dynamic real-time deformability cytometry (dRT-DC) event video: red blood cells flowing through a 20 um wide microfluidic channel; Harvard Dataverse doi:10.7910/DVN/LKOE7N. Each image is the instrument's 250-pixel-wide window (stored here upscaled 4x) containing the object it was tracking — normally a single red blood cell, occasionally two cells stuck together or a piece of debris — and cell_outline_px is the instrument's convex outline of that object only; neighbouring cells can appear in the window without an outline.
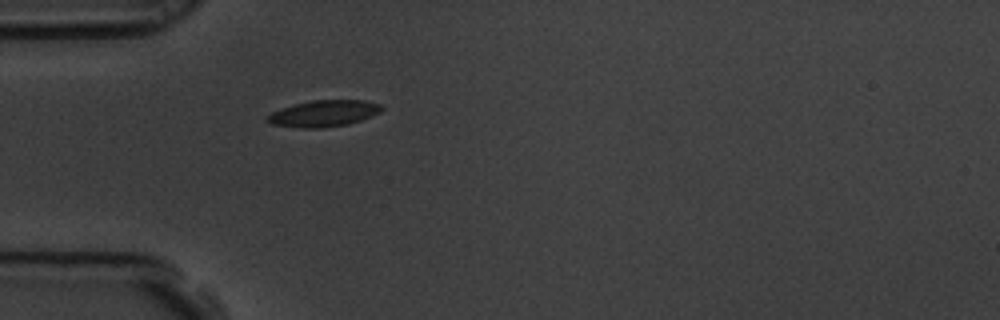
{"species": "common noctule bat (a hibernating species)", "species_latin": "Nyctalus noctula", "temperature_condition": "room temperature", "stored_images_in_passage": 43, "camera_frame_rate_fps": 3000, "um_per_image_px": 0.085, "animal": {"sex": "male", "body_mass_g": 19.5, "forearm_length_mm": 54.6}, "frame": {"image": 1, "passage_image": 1, "time_ms": 0.0, "image_size_px": [1000, 320], "cell_outline_px": [[384, 108], [380, 112], [372, 116], [348, 124], [324, 128], [304, 128], [272, 124], [264, 120], [264, 116], [272, 112], [296, 104], [312, 100], [364, 100], [380, 104]], "centroid_in_image_um": [27.52, 9.65], "position_along_channel_um": 57.5, "area_um2": 17.57}}
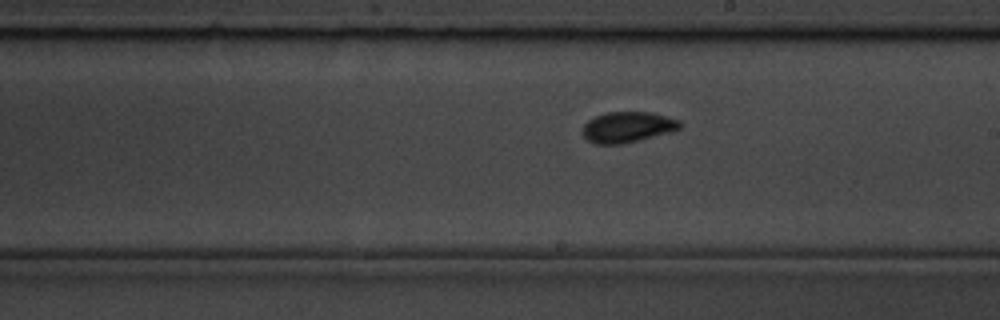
{"frame": {"image": 2, "passage_image": 17, "time_ms": 5.333, "image_size_px": [1000, 320], "cell_outline_px": [[684, 124], [680, 128], [668, 132], [640, 140], [620, 144], [596, 144], [588, 140], [580, 132], [580, 128], [588, 120], [596, 116], [608, 112], [652, 112], [680, 120]], "centroid_in_image_um": [53.32, 10.8], "position_along_channel_um": 235.7, "area_um2": 17.51}}
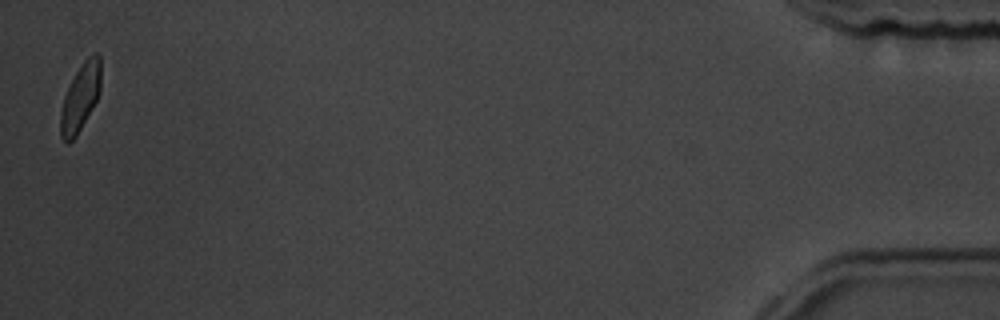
{"frame": {"image": 3, "passage_image": 42, "time_ms": 13.667, "image_size_px": [1000, 320], "cell_outline_px": [[100, 92], [92, 108], [76, 136], [68, 144], [60, 136], [60, 112], [64, 96], [76, 72], [84, 60], [88, 56], [96, 52], [100, 56]], "centroid_in_image_um": [6.82, 8.28], "position_along_channel_um": 428.4, "area_um2": 15.61}, "authors_computed_cell_mechanics": {"area_um2": 16.5886, "velocity_mm_per_s": 3.4388, "shape_relaxation_time_tau1_ms": 2.8983, "shape_relaxation_time_tau2_ms": 0.9458, "deformation_change_tau1": 0.1102, "deformation_change_tau2": 0.0502}}